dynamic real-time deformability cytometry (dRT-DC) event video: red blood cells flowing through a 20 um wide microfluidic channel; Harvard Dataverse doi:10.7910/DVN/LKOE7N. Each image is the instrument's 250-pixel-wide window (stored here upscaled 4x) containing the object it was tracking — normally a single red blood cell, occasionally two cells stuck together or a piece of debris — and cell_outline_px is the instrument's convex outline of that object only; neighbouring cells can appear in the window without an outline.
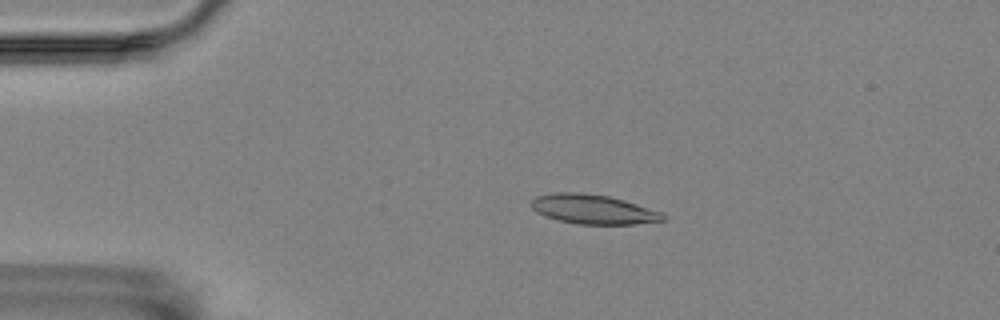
{"species": "Egyptian fruit bat (a non-hibernating species)", "species_latin": "Rousettus aegyptiacus", "temperature_condition": "room temperature", "stored_images_in_passage": 56, "camera_frame_rate_fps": 3000, "um_per_image_px": 0.085, "animal": {"sex": "female"}, "frame": {"image": 1, "passage_image": 11, "time_ms": 3.333, "image_size_px": [1000, 320], "cell_outline_px": [[668, 220], [636, 224], [576, 224], [544, 216], [536, 212], [528, 204], [536, 196], [556, 192], [580, 192], [608, 196], [624, 200], [660, 212], [668, 216]], "centroid_in_image_um": [50.41, 17.79], "position_along_channel_um": 34.6, "area_um2": 22.72}}
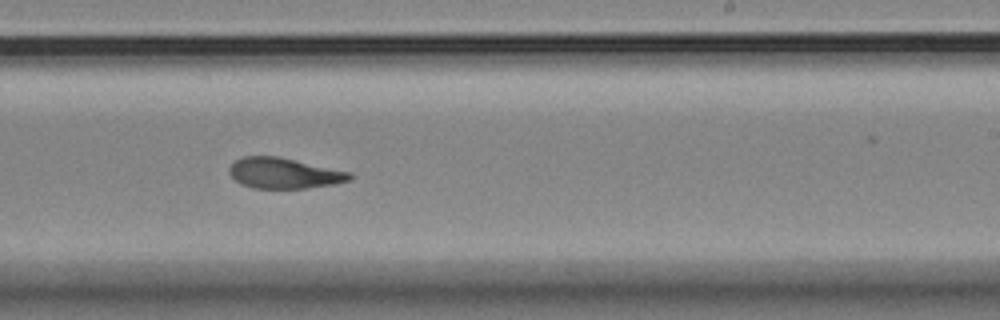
{"frame": {"image": 2, "passage_image": 34, "time_ms": 11.0, "image_size_px": [1000, 320], "cell_outline_px": [[352, 180], [336, 184], [308, 188], [252, 188], [240, 184], [228, 172], [228, 168], [236, 160], [244, 156], [276, 156], [352, 172]], "centroid_in_image_um": [24.16, 14.73], "position_along_channel_um": 264.8, "area_um2": 21.56}}
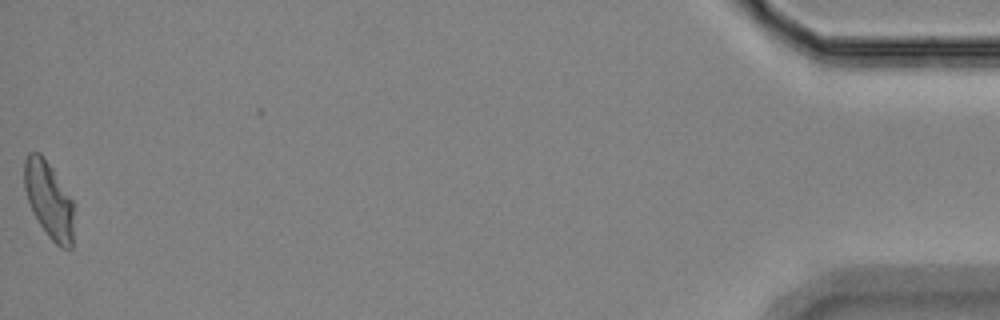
{"frame": {"image": 3, "passage_image": 56, "time_ms": 18.333, "image_size_px": [1000, 320], "cell_outline_px": [[76, 204], [72, 248], [60, 248], [48, 236], [32, 212], [24, 188], [24, 160], [28, 152], [40, 152], [52, 168]], "centroid_in_image_um": [4.2, 17.01], "position_along_channel_um": 431.0, "area_um2": 22.66}, "authors_computed_cell_mechanics": {"area_um2": 22.1374, "velocity_mm_per_s": 3.5303, "shape_relaxation_time_tau1_ms": 7.9322, "shape_relaxation_time_tau2_ms": 3.0026, "deformation_change_tau1": 0.2149, "deformation_change_tau2": 0.1035}}